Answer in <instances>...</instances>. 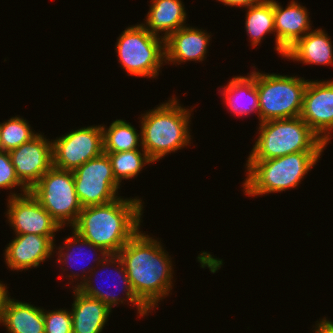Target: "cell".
Here are the masks:
<instances>
[{
  "instance_id": "1",
  "label": "cell",
  "mask_w": 333,
  "mask_h": 333,
  "mask_svg": "<svg viewBox=\"0 0 333 333\" xmlns=\"http://www.w3.org/2000/svg\"><path fill=\"white\" fill-rule=\"evenodd\" d=\"M136 297L149 309L172 290V261L161 243L138 231L117 254Z\"/></svg>"
},
{
  "instance_id": "2",
  "label": "cell",
  "mask_w": 333,
  "mask_h": 333,
  "mask_svg": "<svg viewBox=\"0 0 333 333\" xmlns=\"http://www.w3.org/2000/svg\"><path fill=\"white\" fill-rule=\"evenodd\" d=\"M142 200L117 198L109 203L83 207L73 231L109 255L121 248L139 231Z\"/></svg>"
},
{
  "instance_id": "3",
  "label": "cell",
  "mask_w": 333,
  "mask_h": 333,
  "mask_svg": "<svg viewBox=\"0 0 333 333\" xmlns=\"http://www.w3.org/2000/svg\"><path fill=\"white\" fill-rule=\"evenodd\" d=\"M190 112L173 97L141 116V147L153 162L190 143Z\"/></svg>"
},
{
  "instance_id": "4",
  "label": "cell",
  "mask_w": 333,
  "mask_h": 333,
  "mask_svg": "<svg viewBox=\"0 0 333 333\" xmlns=\"http://www.w3.org/2000/svg\"><path fill=\"white\" fill-rule=\"evenodd\" d=\"M322 152L304 151L269 160H247L248 175L243 183L245 194L260 196L296 188Z\"/></svg>"
},
{
  "instance_id": "5",
  "label": "cell",
  "mask_w": 333,
  "mask_h": 333,
  "mask_svg": "<svg viewBox=\"0 0 333 333\" xmlns=\"http://www.w3.org/2000/svg\"><path fill=\"white\" fill-rule=\"evenodd\" d=\"M259 136L248 160H269L291 153L323 151L324 141L301 118L259 123Z\"/></svg>"
},
{
  "instance_id": "6",
  "label": "cell",
  "mask_w": 333,
  "mask_h": 333,
  "mask_svg": "<svg viewBox=\"0 0 333 333\" xmlns=\"http://www.w3.org/2000/svg\"><path fill=\"white\" fill-rule=\"evenodd\" d=\"M308 80L255 71L259 121L300 117Z\"/></svg>"
},
{
  "instance_id": "7",
  "label": "cell",
  "mask_w": 333,
  "mask_h": 333,
  "mask_svg": "<svg viewBox=\"0 0 333 333\" xmlns=\"http://www.w3.org/2000/svg\"><path fill=\"white\" fill-rule=\"evenodd\" d=\"M160 37L149 33L143 24L126 28L115 49L123 69L133 76H158L165 61V40Z\"/></svg>"
},
{
  "instance_id": "8",
  "label": "cell",
  "mask_w": 333,
  "mask_h": 333,
  "mask_svg": "<svg viewBox=\"0 0 333 333\" xmlns=\"http://www.w3.org/2000/svg\"><path fill=\"white\" fill-rule=\"evenodd\" d=\"M29 191L61 228L66 224L73 226L83 208L75 190L73 171L52 166Z\"/></svg>"
},
{
  "instance_id": "9",
  "label": "cell",
  "mask_w": 333,
  "mask_h": 333,
  "mask_svg": "<svg viewBox=\"0 0 333 333\" xmlns=\"http://www.w3.org/2000/svg\"><path fill=\"white\" fill-rule=\"evenodd\" d=\"M75 190L82 207L116 200L119 184L107 154L90 159L73 171ZM117 192V193H116Z\"/></svg>"
},
{
  "instance_id": "10",
  "label": "cell",
  "mask_w": 333,
  "mask_h": 333,
  "mask_svg": "<svg viewBox=\"0 0 333 333\" xmlns=\"http://www.w3.org/2000/svg\"><path fill=\"white\" fill-rule=\"evenodd\" d=\"M104 153L102 126L71 131L52 142L53 167L74 171Z\"/></svg>"
},
{
  "instance_id": "11",
  "label": "cell",
  "mask_w": 333,
  "mask_h": 333,
  "mask_svg": "<svg viewBox=\"0 0 333 333\" xmlns=\"http://www.w3.org/2000/svg\"><path fill=\"white\" fill-rule=\"evenodd\" d=\"M8 199V221L15 234L54 236L61 227L29 192L11 193Z\"/></svg>"
},
{
  "instance_id": "12",
  "label": "cell",
  "mask_w": 333,
  "mask_h": 333,
  "mask_svg": "<svg viewBox=\"0 0 333 333\" xmlns=\"http://www.w3.org/2000/svg\"><path fill=\"white\" fill-rule=\"evenodd\" d=\"M300 117L327 145L333 129V81H308Z\"/></svg>"
},
{
  "instance_id": "13",
  "label": "cell",
  "mask_w": 333,
  "mask_h": 333,
  "mask_svg": "<svg viewBox=\"0 0 333 333\" xmlns=\"http://www.w3.org/2000/svg\"><path fill=\"white\" fill-rule=\"evenodd\" d=\"M9 154L17 177L28 190L53 166L52 140L40 133Z\"/></svg>"
},
{
  "instance_id": "14",
  "label": "cell",
  "mask_w": 333,
  "mask_h": 333,
  "mask_svg": "<svg viewBox=\"0 0 333 333\" xmlns=\"http://www.w3.org/2000/svg\"><path fill=\"white\" fill-rule=\"evenodd\" d=\"M54 236L16 234L5 249V262L11 270L38 267L52 255L55 249Z\"/></svg>"
},
{
  "instance_id": "15",
  "label": "cell",
  "mask_w": 333,
  "mask_h": 333,
  "mask_svg": "<svg viewBox=\"0 0 333 333\" xmlns=\"http://www.w3.org/2000/svg\"><path fill=\"white\" fill-rule=\"evenodd\" d=\"M307 11L306 7L293 0L285 9L273 0L275 50L283 57L286 50L311 30Z\"/></svg>"
},
{
  "instance_id": "16",
  "label": "cell",
  "mask_w": 333,
  "mask_h": 333,
  "mask_svg": "<svg viewBox=\"0 0 333 333\" xmlns=\"http://www.w3.org/2000/svg\"><path fill=\"white\" fill-rule=\"evenodd\" d=\"M210 36L202 29L181 27L165 40V63L203 61L206 58Z\"/></svg>"
},
{
  "instance_id": "17",
  "label": "cell",
  "mask_w": 333,
  "mask_h": 333,
  "mask_svg": "<svg viewBox=\"0 0 333 333\" xmlns=\"http://www.w3.org/2000/svg\"><path fill=\"white\" fill-rule=\"evenodd\" d=\"M98 261L97 266L101 263L104 268L106 265L110 264V265H114V264H118L116 265V273L119 274V278L121 279V282H123V287L122 290L126 291L124 292L126 294V300H128L130 303H132L133 305L137 306V311L139 313V316H145L147 315V313L150 312V310L136 297L130 281L128 279L124 264L121 260V258L117 255V254H113V255H108V256H102L97 257L96 259H94L93 261ZM109 262V263H108ZM121 267V268H120ZM111 275V274H110ZM83 276V277H82ZM81 278H83L82 282L80 281V283L75 287L77 288L79 291H81L83 294H85L88 297L91 298H95V299H99L100 301H102L103 303H105L110 309L113 307H115L118 302L123 303V300L126 301L124 298L120 299L118 298V296L116 295H112V293L110 294V292H103V290H101V288L99 289L98 287L94 286L91 282V276H88L87 274L84 276L82 274ZM86 277V278H85ZM149 311V312H148Z\"/></svg>"
},
{
  "instance_id": "18",
  "label": "cell",
  "mask_w": 333,
  "mask_h": 333,
  "mask_svg": "<svg viewBox=\"0 0 333 333\" xmlns=\"http://www.w3.org/2000/svg\"><path fill=\"white\" fill-rule=\"evenodd\" d=\"M72 304V332L100 333L112 309L99 299L91 298L74 288Z\"/></svg>"
},
{
  "instance_id": "19",
  "label": "cell",
  "mask_w": 333,
  "mask_h": 333,
  "mask_svg": "<svg viewBox=\"0 0 333 333\" xmlns=\"http://www.w3.org/2000/svg\"><path fill=\"white\" fill-rule=\"evenodd\" d=\"M332 48L329 36L322 29H316L297 40L286 50L284 57L303 64L330 65L333 63Z\"/></svg>"
},
{
  "instance_id": "20",
  "label": "cell",
  "mask_w": 333,
  "mask_h": 333,
  "mask_svg": "<svg viewBox=\"0 0 333 333\" xmlns=\"http://www.w3.org/2000/svg\"><path fill=\"white\" fill-rule=\"evenodd\" d=\"M150 11L147 14L146 30L156 36L165 32L162 38L166 40L173 32L185 25L186 11L181 0H151Z\"/></svg>"
},
{
  "instance_id": "21",
  "label": "cell",
  "mask_w": 333,
  "mask_h": 333,
  "mask_svg": "<svg viewBox=\"0 0 333 333\" xmlns=\"http://www.w3.org/2000/svg\"><path fill=\"white\" fill-rule=\"evenodd\" d=\"M2 323L8 333H45L43 309L10 297L4 305Z\"/></svg>"
},
{
  "instance_id": "22",
  "label": "cell",
  "mask_w": 333,
  "mask_h": 333,
  "mask_svg": "<svg viewBox=\"0 0 333 333\" xmlns=\"http://www.w3.org/2000/svg\"><path fill=\"white\" fill-rule=\"evenodd\" d=\"M225 103L230 111L238 116L259 112L258 90L255 84V71L250 75L236 76L222 88ZM241 98V99H240ZM243 98V99H242ZM243 101V102H241Z\"/></svg>"
},
{
  "instance_id": "23",
  "label": "cell",
  "mask_w": 333,
  "mask_h": 333,
  "mask_svg": "<svg viewBox=\"0 0 333 333\" xmlns=\"http://www.w3.org/2000/svg\"><path fill=\"white\" fill-rule=\"evenodd\" d=\"M108 129V130H107ZM104 152H122L138 149L141 146V133L125 120H115L109 128L102 126ZM140 142V143H139ZM138 146V147H137Z\"/></svg>"
},
{
  "instance_id": "24",
  "label": "cell",
  "mask_w": 333,
  "mask_h": 333,
  "mask_svg": "<svg viewBox=\"0 0 333 333\" xmlns=\"http://www.w3.org/2000/svg\"><path fill=\"white\" fill-rule=\"evenodd\" d=\"M245 28L253 47L261 42L266 33L275 32L273 0H263L257 5L248 7Z\"/></svg>"
},
{
  "instance_id": "25",
  "label": "cell",
  "mask_w": 333,
  "mask_h": 333,
  "mask_svg": "<svg viewBox=\"0 0 333 333\" xmlns=\"http://www.w3.org/2000/svg\"><path fill=\"white\" fill-rule=\"evenodd\" d=\"M140 151H142V153ZM104 153L108 155L111 161L113 175L119 184L122 179L128 180L137 176L139 172L142 171L141 169L145 164L153 163L143 148L142 150L134 149L130 151Z\"/></svg>"
},
{
  "instance_id": "26",
  "label": "cell",
  "mask_w": 333,
  "mask_h": 333,
  "mask_svg": "<svg viewBox=\"0 0 333 333\" xmlns=\"http://www.w3.org/2000/svg\"><path fill=\"white\" fill-rule=\"evenodd\" d=\"M0 134L2 148L7 152L31 141L38 135L32 131L26 120L17 116L0 124Z\"/></svg>"
},
{
  "instance_id": "27",
  "label": "cell",
  "mask_w": 333,
  "mask_h": 333,
  "mask_svg": "<svg viewBox=\"0 0 333 333\" xmlns=\"http://www.w3.org/2000/svg\"><path fill=\"white\" fill-rule=\"evenodd\" d=\"M45 333H73L72 314L67 310L44 312Z\"/></svg>"
},
{
  "instance_id": "28",
  "label": "cell",
  "mask_w": 333,
  "mask_h": 333,
  "mask_svg": "<svg viewBox=\"0 0 333 333\" xmlns=\"http://www.w3.org/2000/svg\"><path fill=\"white\" fill-rule=\"evenodd\" d=\"M15 186H21L23 194L29 192L17 177L9 152L2 151L0 152V188L12 189Z\"/></svg>"
},
{
  "instance_id": "29",
  "label": "cell",
  "mask_w": 333,
  "mask_h": 333,
  "mask_svg": "<svg viewBox=\"0 0 333 333\" xmlns=\"http://www.w3.org/2000/svg\"><path fill=\"white\" fill-rule=\"evenodd\" d=\"M73 235L71 236V237H69V238H66L65 239V247L63 246V247H58L57 249L59 250V257H58V259H57V262H59V263H62V264H66L67 265V262L69 263V261L71 262L72 260H73V258H75L74 257V255H73V253H75V245H77V249H79V248H81V246H82V248H83V245L85 246L86 245V247L88 246L89 248H91L92 247V249L94 248V251L95 250H97L96 252H98V251H100V254H102V256H108L109 254L103 249V248H100V247H98V246H95V245H93V244H91L89 241H87V240H85L84 238H82L80 235H78L75 231H73V233H72ZM80 243V244H79ZM74 246H73V245ZM73 247V248H72ZM79 247V248H78ZM66 248V250H67V252L68 251H70L71 249L70 248H72V249H74V252L72 251V253L71 252H66V253H64V249ZM81 248V249H82ZM61 249V250H60ZM78 250L79 252L78 253H80L81 251H83V250ZM70 253V254H69ZM73 255V256H72ZM85 256H86V254H84ZM93 255V254H92ZM62 257V258H61ZM77 257V259L78 258H80V257H78V255L76 256ZM64 258V259H63ZM69 258H71L72 260H69Z\"/></svg>"
},
{
  "instance_id": "30",
  "label": "cell",
  "mask_w": 333,
  "mask_h": 333,
  "mask_svg": "<svg viewBox=\"0 0 333 333\" xmlns=\"http://www.w3.org/2000/svg\"><path fill=\"white\" fill-rule=\"evenodd\" d=\"M222 2L224 5L228 6H238L239 8L242 7H251L253 5H257L261 3L263 0H218Z\"/></svg>"
},
{
  "instance_id": "31",
  "label": "cell",
  "mask_w": 333,
  "mask_h": 333,
  "mask_svg": "<svg viewBox=\"0 0 333 333\" xmlns=\"http://www.w3.org/2000/svg\"><path fill=\"white\" fill-rule=\"evenodd\" d=\"M315 333H333V322L323 318L316 324Z\"/></svg>"
},
{
  "instance_id": "32",
  "label": "cell",
  "mask_w": 333,
  "mask_h": 333,
  "mask_svg": "<svg viewBox=\"0 0 333 333\" xmlns=\"http://www.w3.org/2000/svg\"><path fill=\"white\" fill-rule=\"evenodd\" d=\"M7 287L0 282V323L3 322V312H4V305L8 298V290Z\"/></svg>"
},
{
  "instance_id": "33",
  "label": "cell",
  "mask_w": 333,
  "mask_h": 333,
  "mask_svg": "<svg viewBox=\"0 0 333 333\" xmlns=\"http://www.w3.org/2000/svg\"><path fill=\"white\" fill-rule=\"evenodd\" d=\"M4 151L2 148V142H1V134H0V152Z\"/></svg>"
}]
</instances>
